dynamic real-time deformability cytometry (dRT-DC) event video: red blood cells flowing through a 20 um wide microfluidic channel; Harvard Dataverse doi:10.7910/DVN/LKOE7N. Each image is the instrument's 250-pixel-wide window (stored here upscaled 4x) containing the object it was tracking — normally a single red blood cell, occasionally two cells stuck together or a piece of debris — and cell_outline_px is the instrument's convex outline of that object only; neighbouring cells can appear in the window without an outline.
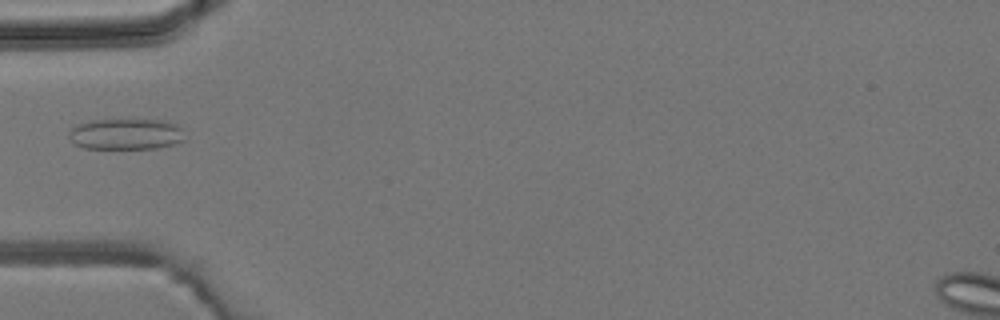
{"species": "common noctule bat (a hibernating species)", "species_latin": "Nyctalus noctula", "temperature_condition": "room temperature", "stored_images_in_passage": 6, "camera_frame_rate_fps": 3000, "um_per_image_px": 0.085, "animal": {"sex": "male", "body_mass_g": 19.2, "forearm_length_mm": 51.8}, "frame": {"image": 1, "passage_image": 5, "time_ms": 4.667, "image_size_px": [1000, 320], "cell_outline_px": [[184, 140], [176, 144], [160, 148], [84, 148], [76, 144], [68, 136], [68, 132], [76, 124], [88, 120], [164, 120], [176, 124], [184, 128]], "centroid_in_image_um": [10.74, 11.39], "position_along_channel_um": 74.3, "area_um2": 21.15}}